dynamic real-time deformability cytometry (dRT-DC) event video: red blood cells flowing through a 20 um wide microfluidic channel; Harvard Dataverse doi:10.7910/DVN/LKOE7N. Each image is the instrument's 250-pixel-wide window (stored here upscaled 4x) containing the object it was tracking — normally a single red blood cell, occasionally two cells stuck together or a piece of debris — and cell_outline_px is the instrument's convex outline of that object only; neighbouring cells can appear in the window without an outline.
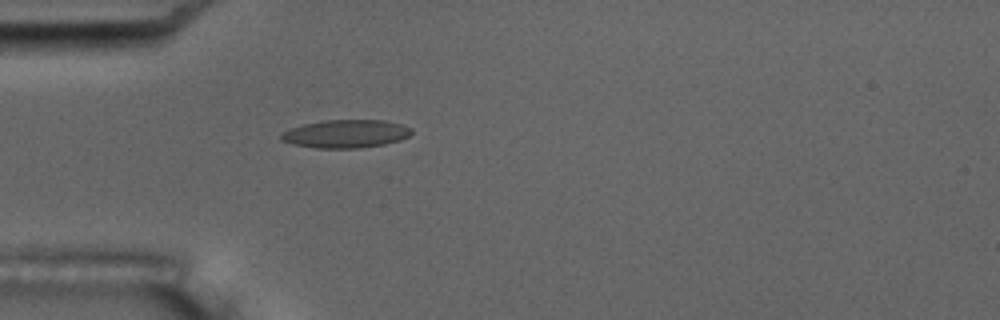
{"species": "common noctule bat (a hibernating species)", "species_latin": "Nyctalus noctula", "temperature_condition": "room temperature", "stored_images_in_passage": 5, "camera_frame_rate_fps": 3000, "um_per_image_px": 0.085, "animal": {"sex": "male", "body_mass_g": 17.5, "forearm_length_mm": 52.3}, "frame": {"image": 1, "passage_image": 5, "time_ms": 4.667, "image_size_px": [1000, 320], "cell_outline_px": [[412, 132], [408, 136], [400, 140], [384, 144], [360, 148], [316, 148], [292, 144], [280, 140], [280, 136], [288, 128], [304, 124], [324, 120], [384, 120], [404, 124], [412, 128]], "centroid_in_image_um": [29.4, 11.37], "position_along_channel_um": 55.6, "area_um2": 21.5}}